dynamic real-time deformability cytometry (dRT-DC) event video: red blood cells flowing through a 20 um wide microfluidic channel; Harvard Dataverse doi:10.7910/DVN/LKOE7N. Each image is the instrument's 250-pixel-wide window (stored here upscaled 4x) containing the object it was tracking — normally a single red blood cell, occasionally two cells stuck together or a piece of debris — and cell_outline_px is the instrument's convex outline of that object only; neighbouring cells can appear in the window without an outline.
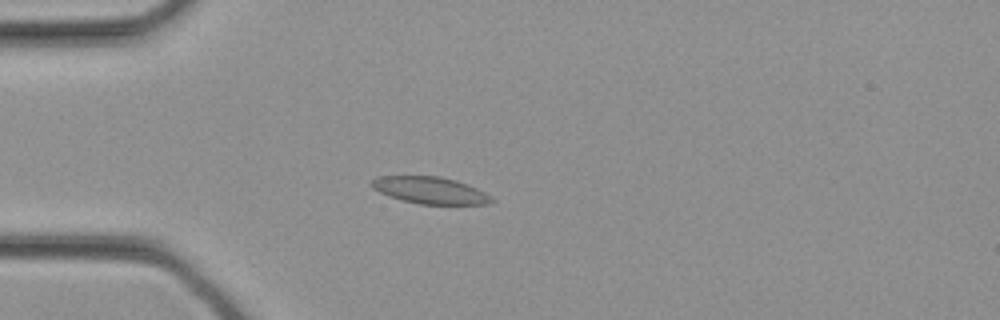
{"species": "common noctule bat (a hibernating species)", "species_latin": "Nyctalus noctula", "temperature_condition": "cold", "stored_images_in_passage": 29, "camera_frame_rate_fps": 3000, "um_per_image_px": 0.085, "animal": {"sex": "female", "body_mass_g": 21.9}, "frame": {"image": 1, "passage_image": 5, "time_ms": 1.333, "image_size_px": [1000, 320], "cell_outline_px": [[496, 200], [492, 204], [420, 204], [400, 200], [388, 196], [372, 188], [368, 184], [376, 176], [440, 176], [456, 180], [468, 184], [492, 196]], "centroid_in_image_um": [36.56, 16.18], "position_along_channel_um": 48.4, "area_um2": 19.07}}
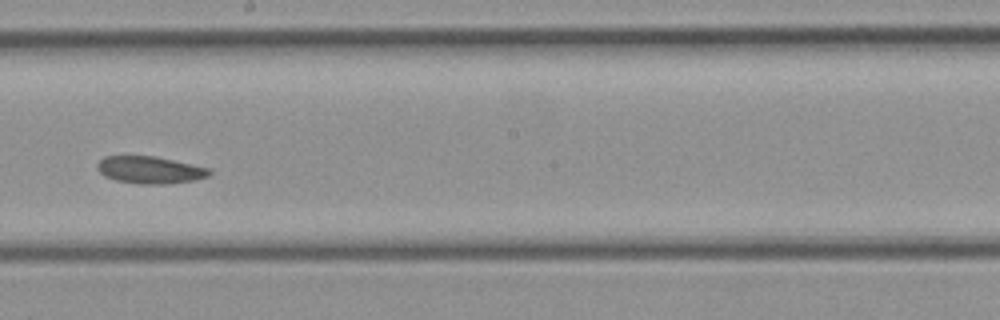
{"frame": {"image": 2, "passage_image": 15, "time_ms": 4.667, "image_size_px": [1000, 320], "cell_outline_px": [[212, 172], [208, 176], [192, 180], [164, 184], [140, 184], [116, 180], [104, 176], [96, 168], [96, 164], [104, 156], [156, 156], [212, 168]], "centroid_in_image_um": [12.75, 14.43], "position_along_channel_um": 235.5, "area_um2": 17.86}}
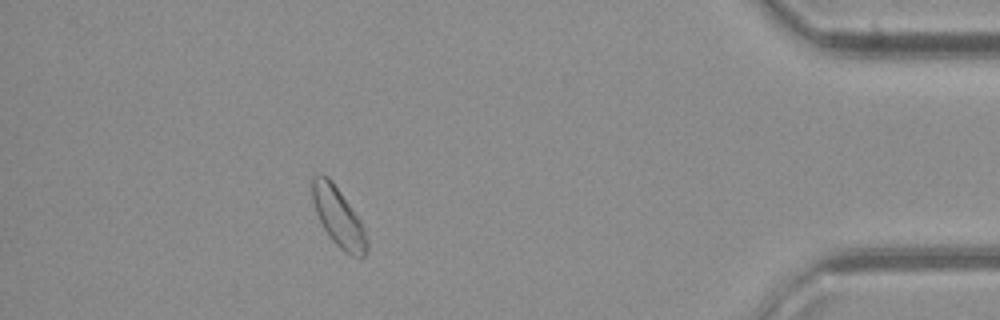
{"frame": {"image": 3, "passage_image": 26, "time_ms": 8.333, "image_size_px": [1000, 320], "cell_outline_px": [[368, 252], [360, 260], [344, 252], [328, 236], [316, 212], [312, 200], [312, 176], [320, 172], [328, 176], [332, 180], [360, 220], [364, 228], [368, 240]], "centroid_in_image_um": [28.78, 18.47], "position_along_channel_um": 406.4, "area_um2": 19.02}}